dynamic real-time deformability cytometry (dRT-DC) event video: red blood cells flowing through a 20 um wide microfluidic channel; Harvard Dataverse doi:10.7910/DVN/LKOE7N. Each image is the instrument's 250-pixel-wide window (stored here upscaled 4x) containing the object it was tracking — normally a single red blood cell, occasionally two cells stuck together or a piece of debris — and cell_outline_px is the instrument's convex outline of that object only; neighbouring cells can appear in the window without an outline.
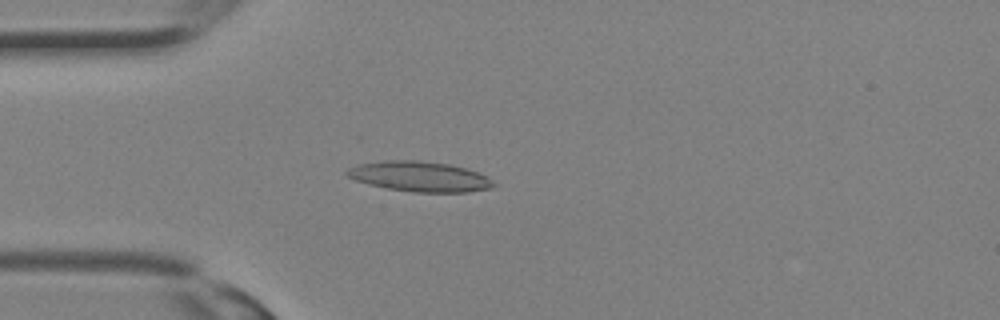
{"species": "Egyptian fruit bat (a non-hibernating species)", "species_latin": "Rousettus aegyptiacus", "temperature_condition": "room temperature", "stored_images_in_passage": 12, "camera_frame_rate_fps": 3000, "um_per_image_px": 0.085, "animal": {"sex": "female"}, "frame": {"image": 1, "passage_image": 9, "time_ms": 2.667, "image_size_px": [1000, 320], "cell_outline_px": [[496, 184], [492, 188], [468, 192], [412, 192], [388, 188], [368, 184], [356, 180], [348, 176], [344, 172], [348, 168], [360, 164], [384, 160], [416, 160], [448, 164], [464, 168], [488, 176]], "centroid_in_image_um": [35.68, 15.01], "position_along_channel_um": 49.3, "area_um2": 25.66}}
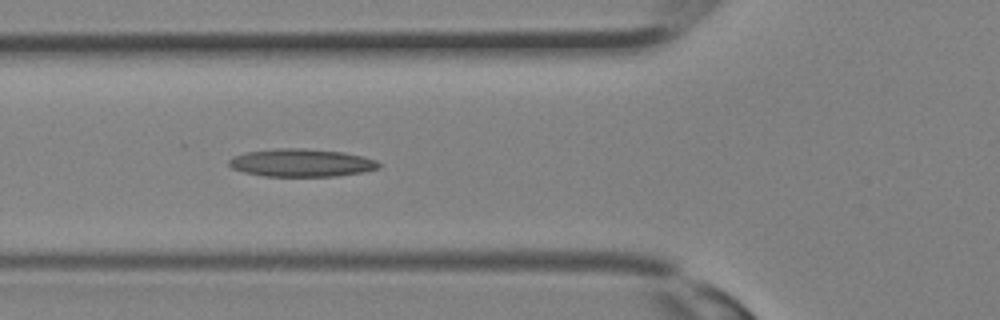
{"frame": {"image": 2, "passage_image": 12, "time_ms": 3.667, "image_size_px": [1000, 320], "cell_outline_px": [[380, 168], [364, 172], [336, 176], [264, 176], [244, 172], [232, 168], [228, 164], [228, 160], [232, 156], [244, 152], [276, 148], [304, 148], [344, 152], [364, 156], [376, 160], [380, 164]], "centroid_in_image_um": [25.61, 13.83], "position_along_channel_um": 100.2, "area_um2": 24.57}}